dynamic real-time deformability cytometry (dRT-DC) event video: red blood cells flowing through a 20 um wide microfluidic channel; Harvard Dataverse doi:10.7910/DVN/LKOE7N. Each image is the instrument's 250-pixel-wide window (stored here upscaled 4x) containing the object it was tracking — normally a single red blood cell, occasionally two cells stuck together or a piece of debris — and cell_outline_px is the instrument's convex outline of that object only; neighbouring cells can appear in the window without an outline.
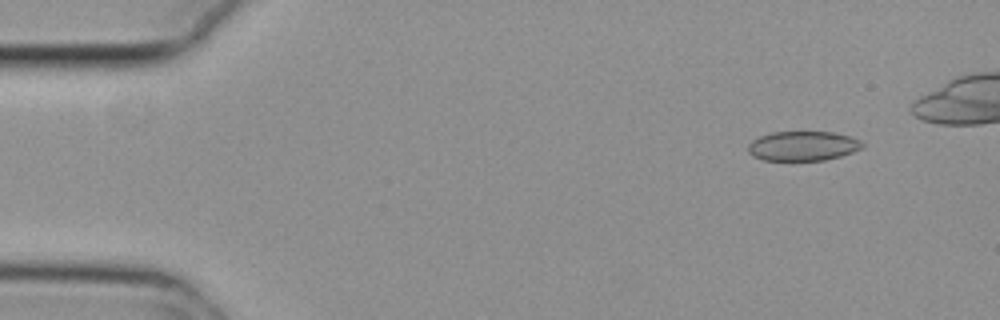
{"species": "common noctule bat (a hibernating species)", "species_latin": "Nyctalus noctula", "temperature_condition": "cold", "stored_images_in_passage": 12, "camera_frame_rate_fps": 3000, "um_per_image_px": 0.085, "animal": {"sex": "female", "body_mass_g": 29.2, "forearm_length_mm": 56.3}, "frame": {"image": 1, "passage_image": 1, "time_ms": 0.0, "image_size_px": [1000, 320], "cell_outline_px": [[864, 144], [860, 148], [852, 152], [840, 156], [824, 160], [764, 160], [752, 156], [748, 152], [748, 144], [752, 140], [760, 136], [772, 132], [832, 132], [848, 136], [860, 140]], "centroid_in_image_um": [68.2, 12.41], "position_along_channel_um": 16.8, "area_um2": 19.54}}